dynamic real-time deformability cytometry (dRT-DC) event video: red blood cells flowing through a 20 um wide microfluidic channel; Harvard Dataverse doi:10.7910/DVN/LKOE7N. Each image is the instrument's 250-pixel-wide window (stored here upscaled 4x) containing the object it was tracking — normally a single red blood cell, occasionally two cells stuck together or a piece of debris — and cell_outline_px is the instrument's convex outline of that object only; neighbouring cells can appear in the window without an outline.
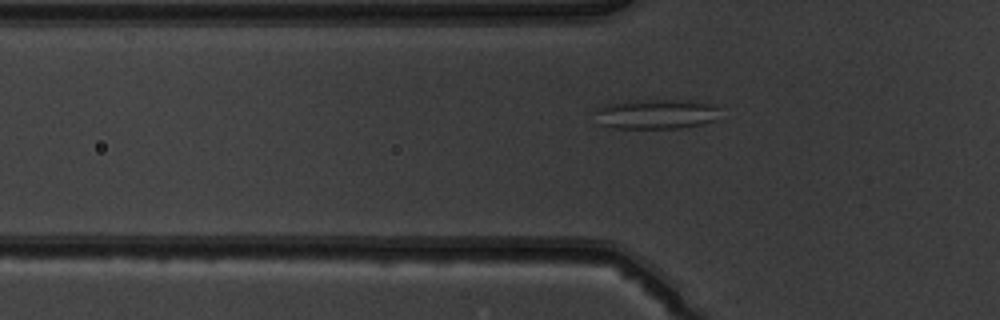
{"species": "common noctule bat (a hibernating species)", "species_latin": "Nyctalus noctula", "temperature_condition": "warm", "stored_images_in_passage": 36, "camera_frame_rate_fps": 3000, "um_per_image_px": 0.085, "animal": {"sex": "male", "body_mass_g": 19.5, "forearm_length_mm": 54.6}, "frame": {"image": 1, "passage_image": 2, "time_ms": 0.333, "image_size_px": [1000, 320], "cell_outline_px": [[720, 108], [716, 120], [700, 124], [680, 128], [612, 128], [596, 124], [596, 108], [608, 104], [636, 100], [688, 100], [716, 104]], "centroid_in_image_um": [55.77, 9.69], "position_along_channel_um": 70.0, "area_um2": 21.96}}
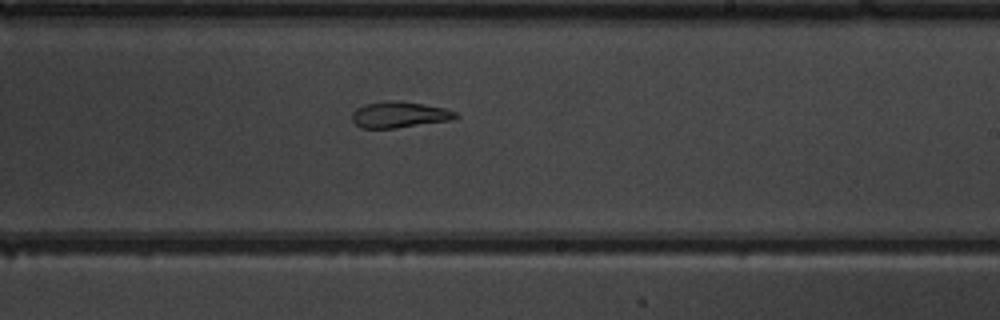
{"frame": {"image": 2, "passage_image": 16, "time_ms": 5.0, "image_size_px": [1000, 320], "cell_outline_px": [[460, 116], [452, 120], [396, 128], [360, 128], [352, 120], [352, 112], [356, 108], [364, 104], [384, 100], [396, 100], [424, 104], [444, 108], [456, 112]], "centroid_in_image_um": [33.93, 9.74], "position_along_channel_um": 255.1, "area_um2": 15.95}}
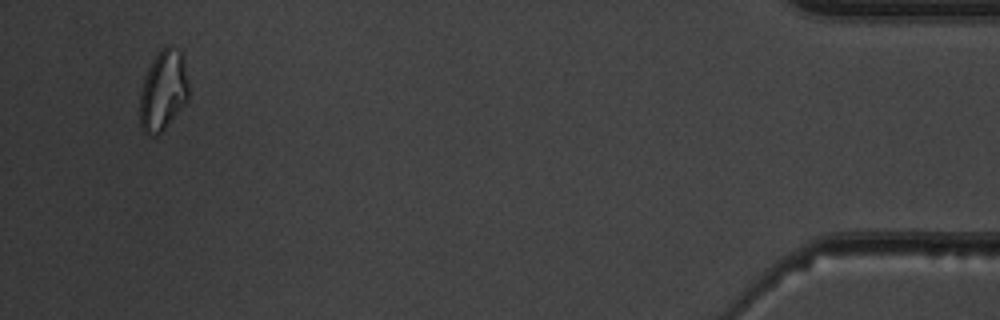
{"frame": {"image": 3, "passage_image": 34, "time_ms": 11.0, "image_size_px": [1000, 320], "cell_outline_px": [[188, 96], [184, 104], [164, 132], [156, 136], [148, 136], [140, 128], [140, 92], [144, 76], [152, 60], [164, 44], [172, 44], [180, 48], [184, 64], [188, 84]], "centroid_in_image_um": [13.85, 7.7], "position_along_channel_um": 421.3, "area_um2": 23.35}, "authors_computed_cell_mechanics": {"area_um2": 16.5597, "velocity_mm_per_s": 3.9767, "shape_relaxation_time_tau1_ms": null, "shape_relaxation_time_tau2_ms": 4.0668, "deformation_change_tau1": null, "deformation_change_tau2": 0.1116}}